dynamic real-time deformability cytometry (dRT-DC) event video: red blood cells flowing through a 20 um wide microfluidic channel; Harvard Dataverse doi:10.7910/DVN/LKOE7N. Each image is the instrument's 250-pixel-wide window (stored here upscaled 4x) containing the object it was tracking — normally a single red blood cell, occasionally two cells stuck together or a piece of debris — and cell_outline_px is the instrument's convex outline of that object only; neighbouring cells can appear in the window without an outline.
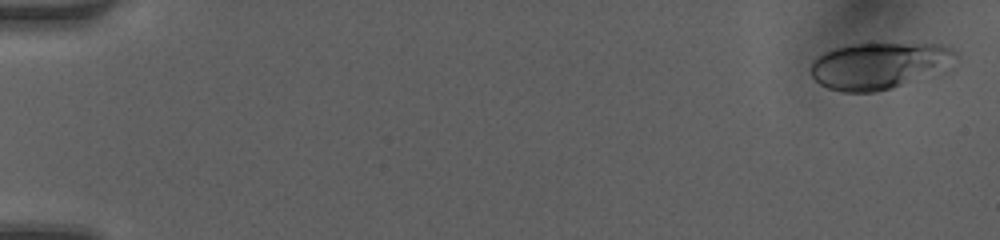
{"species": "human", "species_latin": "Homo sapiens", "temperature_condition": "room temperature", "stored_images_in_passage": 49, "camera_frame_rate_fps": 3000, "um_per_image_px": 0.085, "donor": {"sex": "female"}, "frame": {"image": 1, "passage_image": 1, "time_ms": 0.0, "image_size_px": [1000, 240], "cell_outline_px": [[960, 56], [892, 88], [876, 92], [840, 92], [828, 88], [820, 84], [812, 76], [812, 60], [824, 52], [836, 48], [856, 44], [940, 44], [952, 48]], "centroid_in_image_um": [74.56, 5.56], "position_along_channel_um": 10.4, "area_um2": 37.57}}
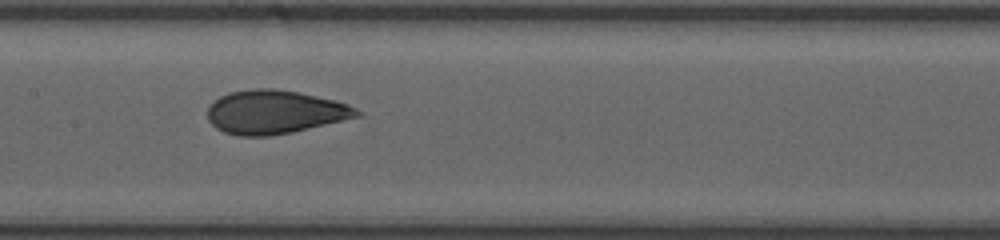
{"frame": {"image": 2, "passage_image": 25, "time_ms": 8.0, "image_size_px": [1000, 240], "cell_outline_px": [[364, 112], [360, 116], [292, 132], [268, 136], [236, 136], [224, 132], [216, 128], [208, 120], [208, 108], [220, 96], [228, 92], [252, 88], [272, 88], [300, 92], [336, 100], [348, 104]], "centroid_in_image_um": [23.37, 9.51], "position_along_channel_um": 184.0, "area_um2": 38.09}}
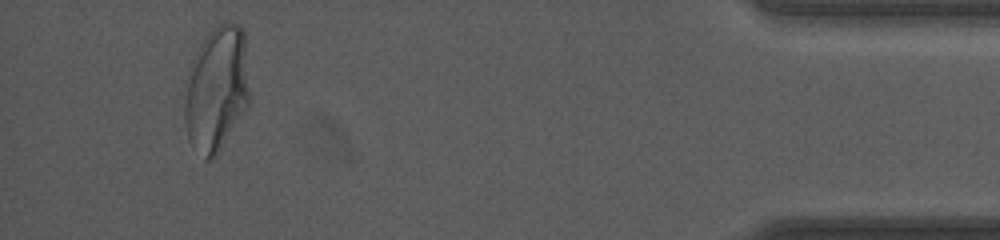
{"frame": {"image": 3, "passage_image": 46, "time_ms": 15.0, "image_size_px": [1000, 240], "cell_outline_px": [[248, 108], [216, 156], [212, 160], [204, 160], [192, 148], [188, 140], [184, 120], [184, 80], [192, 56], [208, 32], [212, 28], [228, 20], [240, 24], [244, 32], [248, 92]], "centroid_in_image_um": [18.35, 7.58], "position_along_channel_um": 416.8, "area_um2": 48.44}, "authors_computed_cell_mechanics": {"area_um2": 37.6278, "velocity_mm_per_s": 4.1838, "shape_relaxation_time_tau1_ms": 5.9516, "shape_relaxation_time_tau2_ms": 0.8969, "deformation_change_tau1": 0.1848, "deformation_change_tau2": 0.0652}}